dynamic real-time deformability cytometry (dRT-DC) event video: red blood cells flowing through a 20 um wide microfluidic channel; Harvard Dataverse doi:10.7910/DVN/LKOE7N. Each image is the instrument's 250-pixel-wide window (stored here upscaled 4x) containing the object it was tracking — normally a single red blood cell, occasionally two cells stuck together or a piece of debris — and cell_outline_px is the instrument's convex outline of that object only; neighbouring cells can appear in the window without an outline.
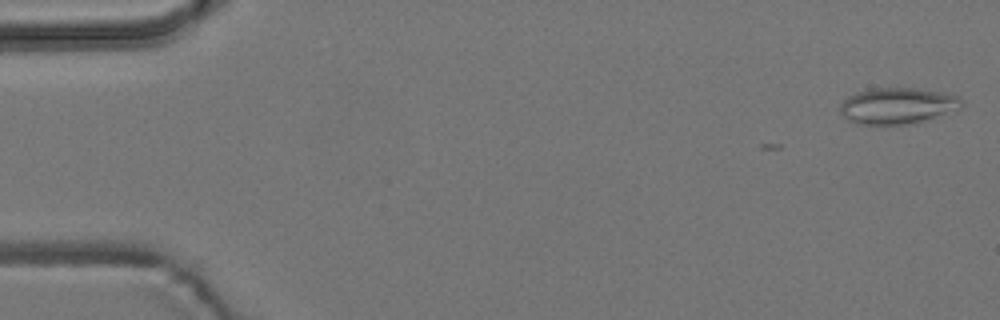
{"species": "common noctule bat (a hibernating species)", "species_latin": "Nyctalus noctula", "temperature_condition": "room temperature", "stored_images_in_passage": 4, "camera_frame_rate_fps": 3000, "um_per_image_px": 0.085, "animal": {"sex": "male", "body_mass_g": 19.2, "forearm_length_mm": 51.8}, "frame": {"image": 1, "passage_image": 1, "time_ms": 0.0, "image_size_px": [1000, 320], "cell_outline_px": [[964, 104], [960, 108], [916, 124], [856, 124], [848, 120], [840, 112], [840, 104], [848, 96], [856, 92], [872, 88], [916, 88], [944, 92], [960, 96]], "centroid_in_image_um": [76.31, 8.99], "position_along_channel_um": 8.7, "area_um2": 25.89}}